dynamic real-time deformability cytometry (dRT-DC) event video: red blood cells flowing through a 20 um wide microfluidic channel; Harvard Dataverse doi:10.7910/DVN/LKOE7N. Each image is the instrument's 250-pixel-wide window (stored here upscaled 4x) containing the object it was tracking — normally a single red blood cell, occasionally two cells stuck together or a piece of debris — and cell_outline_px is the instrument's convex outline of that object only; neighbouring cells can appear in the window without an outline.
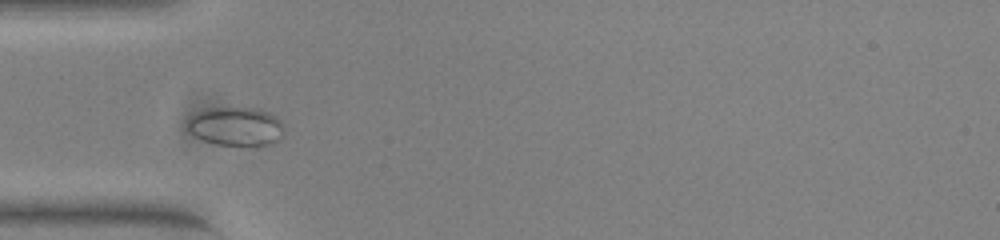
{"species": "common noctule bat (a hibernating species)", "species_latin": "Nyctalus noctula", "temperature_condition": "warm", "stored_images_in_passage": 39, "camera_frame_rate_fps": 3000, "um_per_image_px": 0.085, "animal": {"sex": "female", "body_mass_g": 23.0, "forearm_length_mm": 53.4}, "frame": {"image": 1, "passage_image": 2, "time_ms": 0.333, "image_size_px": [1000, 240], "cell_outline_px": [[280, 136], [276, 140], [268, 144], [216, 144], [204, 140], [196, 136], [188, 128], [188, 120], [196, 112], [208, 108], [260, 108], [268, 112], [280, 120]], "centroid_in_image_um": [20.0, 10.71], "position_along_channel_um": 65.0, "area_um2": 20.98}}
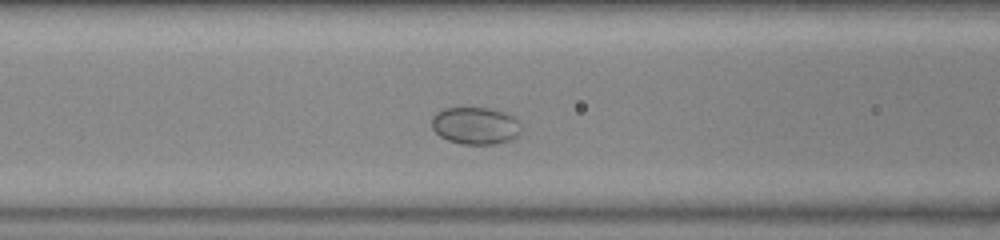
{"frame": {"image": 2, "passage_image": 7, "time_ms": 2.0, "image_size_px": [1000, 240], "cell_outline_px": [[520, 132], [512, 140], [492, 144], [464, 144], [448, 140], [440, 136], [432, 128], [432, 116], [436, 112], [444, 108], [492, 108], [516, 116], [520, 124]], "centroid_in_image_um": [40.43, 10.67], "position_along_channel_um": 126.2, "area_um2": 19.54}}
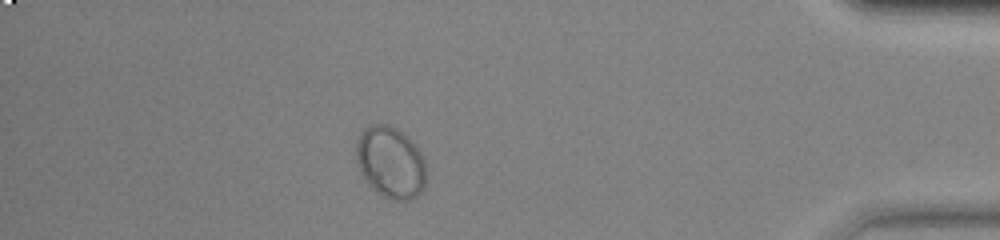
{"frame": {"image": 3, "passage_image": 33, "time_ms": 10.667, "image_size_px": [1000, 240], "cell_outline_px": [[424, 184], [420, 192], [416, 196], [408, 200], [392, 200], [384, 196], [372, 188], [360, 172], [356, 160], [356, 140], [360, 132], [368, 124], [388, 124], [396, 128], [420, 152], [424, 160]], "centroid_in_image_um": [33.13, 13.79], "position_along_channel_um": 402.1, "area_um2": 28.78}, "authors_computed_cell_mechanics": {"area_um2": 19.074, "velocity_mm_per_s": 2.899, "shape_relaxation_time_tau1_ms": 2.7456, "shape_relaxation_time_tau2_ms": null, "deformation_change_tau1": 0.135, "deformation_change_tau2": null}}